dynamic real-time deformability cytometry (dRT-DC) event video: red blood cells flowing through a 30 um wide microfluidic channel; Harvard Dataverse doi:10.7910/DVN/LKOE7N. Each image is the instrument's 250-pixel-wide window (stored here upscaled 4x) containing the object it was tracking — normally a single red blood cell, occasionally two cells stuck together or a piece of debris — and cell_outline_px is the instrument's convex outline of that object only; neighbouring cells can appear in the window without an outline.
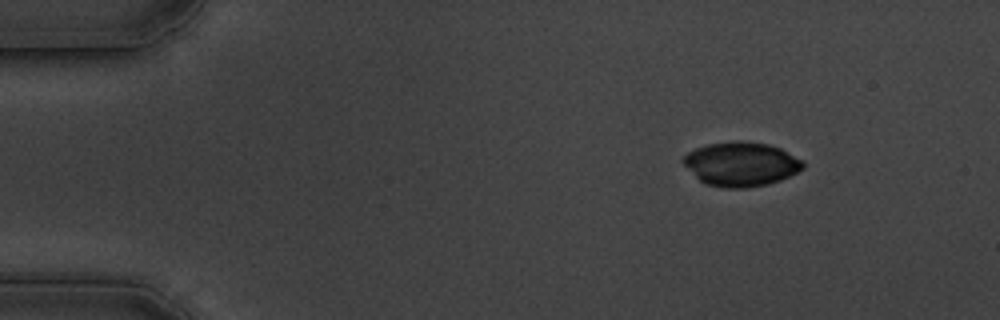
{"species": "common noctule bat (a hibernating species)", "species_latin": "Nyctalus noctula", "temperature_condition": "cold", "stored_images_in_passage": 52, "camera_frame_rate_fps": 3000, "um_per_image_px": 0.085, "animal": {"sex": "male", "body_mass_g": 19.5, "forearm_length_mm": 54.6}, "frame": {"image": 1, "passage_image": 1, "time_ms": 0.0, "image_size_px": [1000, 320], "cell_outline_px": [[804, 168], [780, 180], [768, 184], [744, 188], [724, 188], [704, 184], [680, 160], [688, 152], [696, 148], [708, 144], [740, 140], [744, 140], [768, 144], [780, 148], [804, 160]], "centroid_in_image_um": [63.0, 13.94], "position_along_channel_um": 22.0, "area_um2": 30.87}}
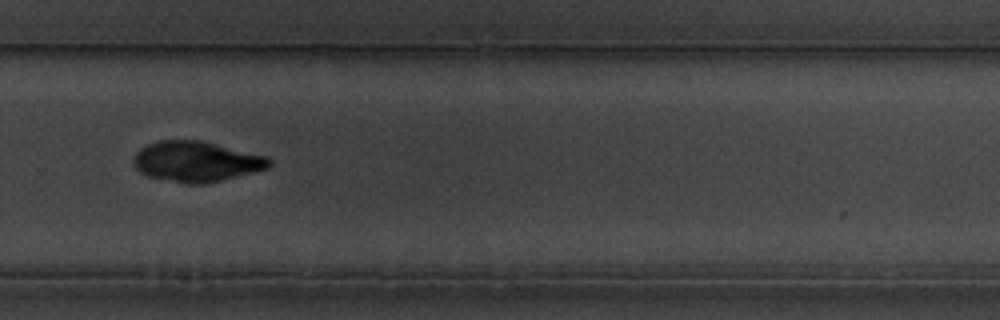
{"frame": {"image": 2, "passage_image": 34, "time_ms": 11.0, "image_size_px": [1000, 320], "cell_outline_px": [[272, 164], [268, 168], [204, 184], [184, 184], [148, 176], [140, 172], [132, 164], [132, 156], [140, 148], [148, 144], [160, 140], [200, 140], [268, 156], [272, 160]], "centroid_in_image_um": [16.66, 13.72], "position_along_channel_um": 313.1, "area_um2": 32.08}}
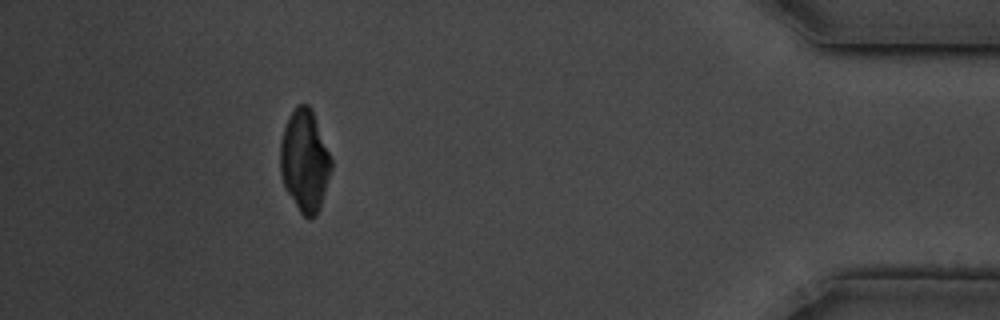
{"frame": {"image": 3, "passage_image": 47, "time_ms": 15.333, "image_size_px": [1000, 320], "cell_outline_px": [[332, 168], [320, 208], [316, 216], [304, 216], [300, 212], [288, 192], [284, 184], [280, 172], [280, 144], [284, 128], [288, 116], [296, 104], [308, 104], [312, 108], [332, 160]], "centroid_in_image_um": [25.9, 13.62], "position_along_channel_um": 409.3, "area_um2": 30.17}}